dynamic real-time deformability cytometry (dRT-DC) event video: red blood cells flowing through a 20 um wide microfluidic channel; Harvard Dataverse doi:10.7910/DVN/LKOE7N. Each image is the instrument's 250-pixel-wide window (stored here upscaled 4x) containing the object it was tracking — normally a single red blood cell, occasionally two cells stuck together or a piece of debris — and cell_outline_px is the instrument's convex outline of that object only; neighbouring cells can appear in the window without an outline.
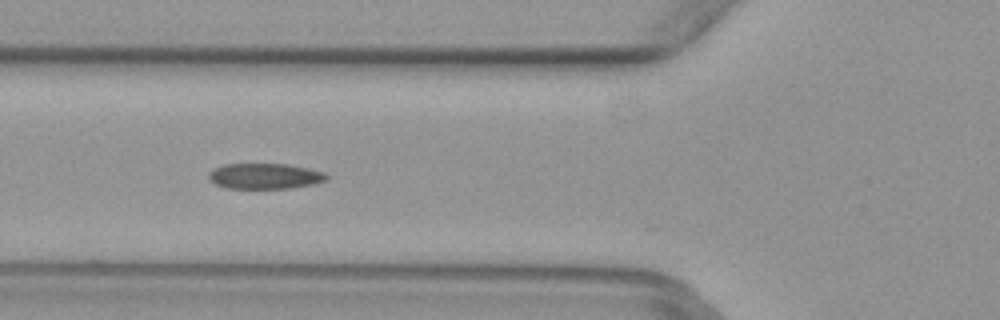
{"species": "common noctule bat (a hibernating species)", "species_latin": "Nyctalus noctula", "temperature_condition": "warm", "stored_images_in_passage": 7, "camera_frame_rate_fps": 3000, "um_per_image_px": 0.085, "animal": {"sex": "female", "body_mass_g": 29.2, "forearm_length_mm": 56.3}, "frame": {"image": 1, "passage_image": 5, "time_ms": 1.333, "image_size_px": [1000, 320], "cell_outline_px": [[328, 180], [316, 184], [292, 188], [228, 188], [216, 184], [208, 180], [208, 172], [212, 168], [224, 164], [288, 164], [308, 168], [324, 172], [328, 176]], "centroid_in_image_um": [22.51, 14.97], "position_along_channel_um": 103.3, "area_um2": 17.8}}